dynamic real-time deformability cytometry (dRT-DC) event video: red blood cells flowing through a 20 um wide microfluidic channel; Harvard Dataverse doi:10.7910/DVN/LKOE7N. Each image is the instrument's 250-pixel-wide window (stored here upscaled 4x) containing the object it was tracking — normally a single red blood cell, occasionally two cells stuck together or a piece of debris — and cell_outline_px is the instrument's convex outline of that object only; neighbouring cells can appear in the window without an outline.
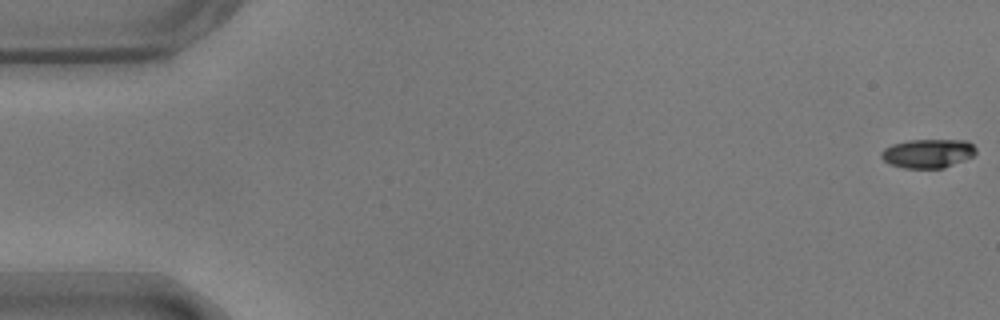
{"species": "common noctule bat (a hibernating species)", "species_latin": "Nyctalus noctula", "temperature_condition": "warm", "stored_images_in_passage": 56, "camera_frame_rate_fps": 3000, "um_per_image_px": 0.085, "animal": {"sex": "male", "body_mass_g": 17.9}, "frame": {"image": 1, "passage_image": 1, "time_ms": 0.0, "image_size_px": [1000, 320], "cell_outline_px": [[976, 152], [972, 156], [964, 160], [944, 168], [904, 168], [888, 164], [880, 156], [880, 152], [884, 148], [892, 144], [908, 140], [968, 140], [976, 148]], "centroid_in_image_um": [78.85, 13.04], "position_along_channel_um": 6.2, "area_um2": 16.07}}
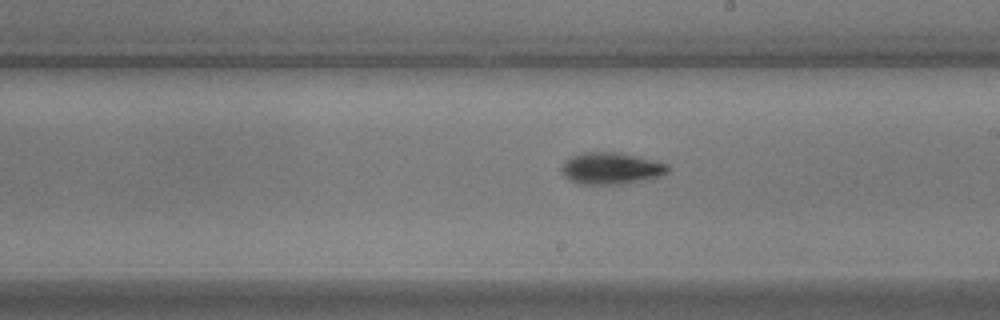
{"frame": {"image": 2, "passage_image": 32, "time_ms": 10.333, "image_size_px": [1000, 320], "cell_outline_px": [[672, 168], [668, 172], [652, 180], [620, 184], [584, 184], [568, 180], [564, 176], [560, 168], [564, 160], [580, 152], [616, 152], [668, 164]], "centroid_in_image_um": [51.94, 14.32], "position_along_channel_um": 237.1, "area_um2": 19.88}}
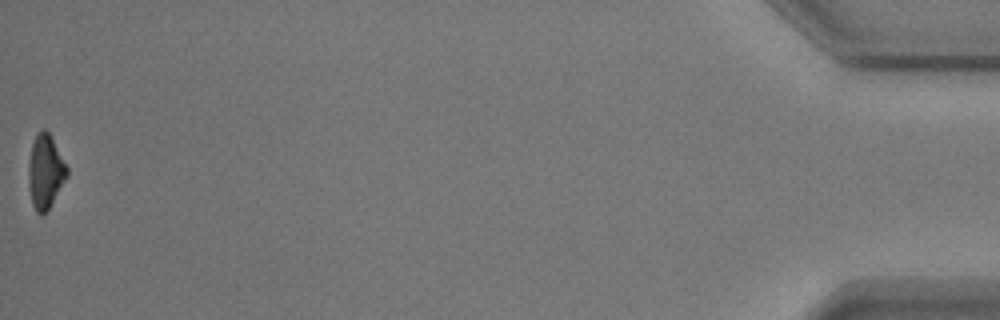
{"frame": {"image": 3, "passage_image": 56, "time_ms": 18.333, "image_size_px": [1000, 320], "cell_outline_px": [[68, 176], [48, 208], [40, 216], [36, 212], [32, 204], [28, 188], [28, 164], [32, 144], [36, 136], [44, 128], [48, 132], [68, 168]], "centroid_in_image_um": [3.84, 14.62], "position_along_channel_um": 431.4, "area_um2": 16.3}, "authors_computed_cell_mechanics": {"area_um2": 17.2822, "velocity_mm_per_s": 3.6577, "shape_relaxation_time_tau1_ms": 2.5451, "shape_relaxation_time_tau2_ms": null, "deformation_change_tau1": 0.147, "deformation_change_tau2": null}}